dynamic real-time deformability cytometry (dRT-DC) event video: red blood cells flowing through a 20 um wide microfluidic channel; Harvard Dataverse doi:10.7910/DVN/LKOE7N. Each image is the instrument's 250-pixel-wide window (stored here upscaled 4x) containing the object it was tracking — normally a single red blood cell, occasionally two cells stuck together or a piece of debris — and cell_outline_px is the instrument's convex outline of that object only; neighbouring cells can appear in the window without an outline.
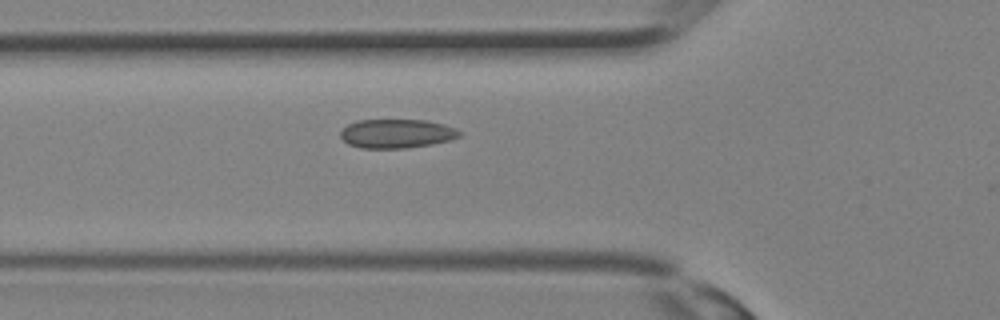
{"species": "Egyptian fruit bat (a non-hibernating species)", "species_latin": "Rousettus aegyptiacus", "temperature_condition": "room temperature", "stored_images_in_passage": 28, "camera_frame_rate_fps": 3000, "um_per_image_px": 0.085, "animal": {"sex": "female"}, "frame": {"image": 1, "passage_image": 7, "time_ms": 2.0, "image_size_px": [1000, 320], "cell_outline_px": [[464, 132], [460, 136], [452, 140], [432, 144], [408, 148], [360, 148], [348, 144], [340, 136], [340, 132], [348, 124], [356, 120], [424, 120], [444, 124]], "centroid_in_image_um": [33.74, 11.36], "position_along_channel_um": 92.1, "area_um2": 20.23}}
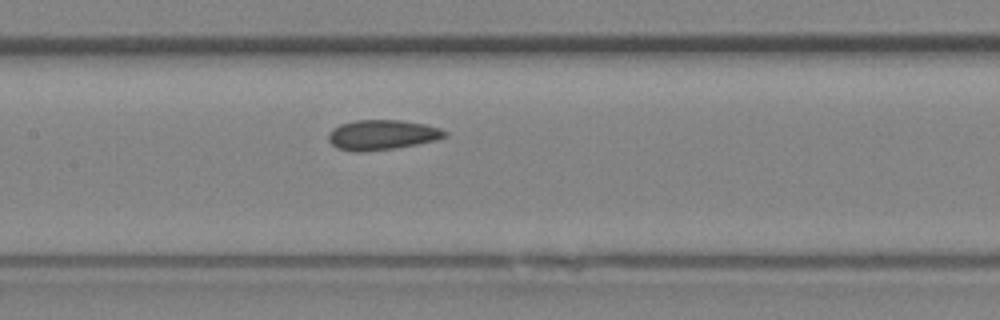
{"frame": {"image": 2, "passage_image": 11, "time_ms": 3.333, "image_size_px": [1000, 320], "cell_outline_px": [[448, 136], [436, 140], [396, 148], [360, 152], [356, 152], [336, 148], [328, 140], [328, 132], [332, 128], [340, 124], [356, 120], [400, 120], [424, 124], [440, 128], [448, 132]], "centroid_in_image_um": [32.46, 11.46], "position_along_channel_um": 174.9, "area_um2": 20.46}}
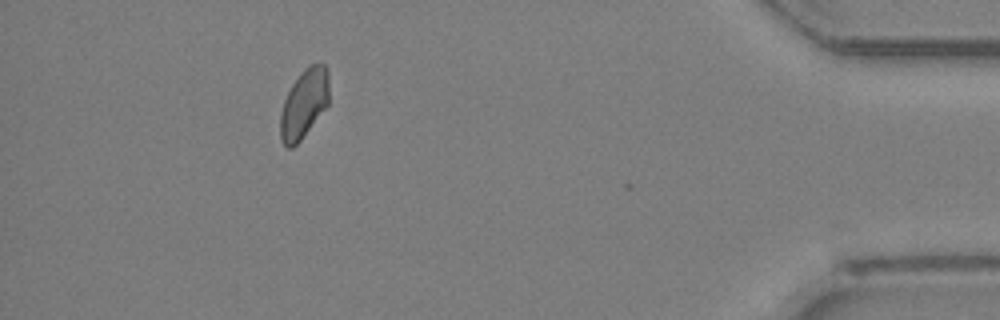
{"frame": {"image": 3, "passage_image": 25, "time_ms": 8.0, "image_size_px": [1000, 320], "cell_outline_px": [[328, 104], [300, 140], [292, 148], [288, 148], [280, 140], [280, 112], [284, 100], [292, 84], [300, 72], [308, 64], [324, 64], [328, 72]], "centroid_in_image_um": [25.82, 8.8], "position_along_channel_um": 409.4, "area_um2": 19.42}}